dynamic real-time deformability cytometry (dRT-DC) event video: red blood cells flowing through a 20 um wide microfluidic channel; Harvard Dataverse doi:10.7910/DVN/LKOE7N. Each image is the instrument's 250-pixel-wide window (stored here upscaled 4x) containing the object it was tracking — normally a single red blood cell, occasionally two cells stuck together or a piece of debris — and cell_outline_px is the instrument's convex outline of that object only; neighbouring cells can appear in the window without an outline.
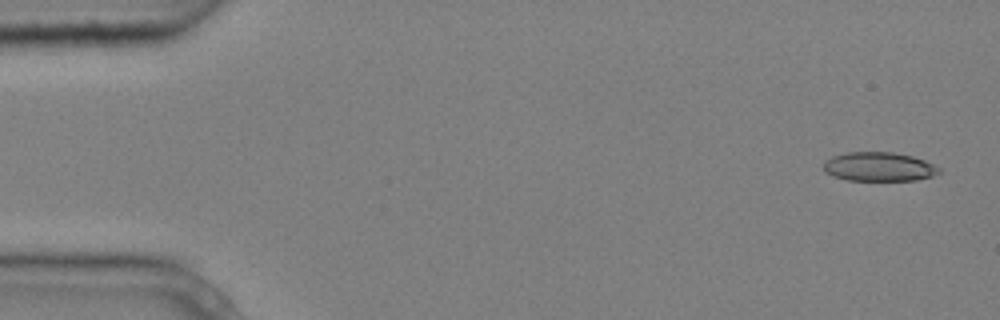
{"species": "common noctule bat (a hibernating species)", "species_latin": "Nyctalus noctula", "temperature_condition": "cold", "stored_images_in_passage": 4, "camera_frame_rate_fps": 3000, "um_per_image_px": 0.085, "animal": {"sex": "male", "body_mass_g": 20.4}, "frame": {"image": 1, "passage_image": 1, "time_ms": 0.0, "image_size_px": [1000, 320], "cell_outline_px": [[940, 172], [932, 176], [916, 180], [848, 180], [832, 176], [824, 172], [824, 160], [832, 156], [848, 152], [892, 152], [912, 156], [924, 160], [940, 168]], "centroid_in_image_um": [74.68, 14.17], "position_along_channel_um": 10.3, "area_um2": 19.54}}